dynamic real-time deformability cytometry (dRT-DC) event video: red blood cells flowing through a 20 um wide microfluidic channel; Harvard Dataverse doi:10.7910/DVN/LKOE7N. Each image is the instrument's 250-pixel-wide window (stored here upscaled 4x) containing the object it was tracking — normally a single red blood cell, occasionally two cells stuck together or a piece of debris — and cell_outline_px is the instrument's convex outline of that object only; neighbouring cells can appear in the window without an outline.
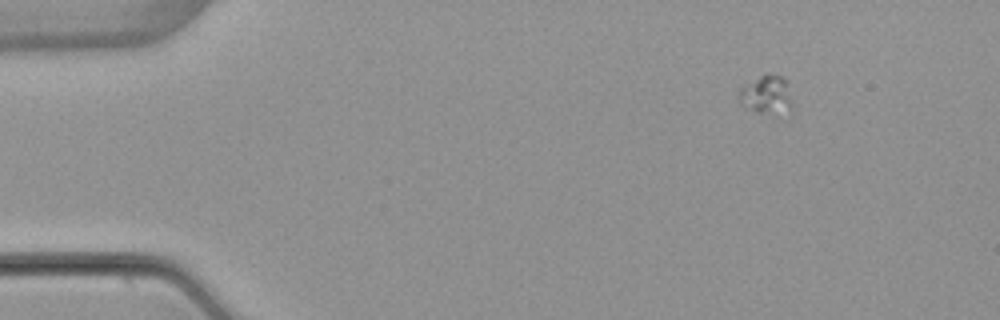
{"species": "common noctule bat (a hibernating species)", "species_latin": "Nyctalus noctula", "temperature_condition": "warm", "stored_images_in_passage": 5, "camera_frame_rate_fps": 3000, "um_per_image_px": 0.085, "animal": {"sex": "female", "body_mass_g": 22.7, "forearm_length_mm": 54.2}, "frame": {"image": 1, "passage_image": 1, "time_ms": 0.0, "image_size_px": [1000, 320], "cell_outline_px": [[792, 112], [788, 120], [756, 112], [740, 104], [740, 88], [760, 76], [768, 72], [784, 76], [788, 80], [792, 104]], "centroid_in_image_um": [65.3, 8.15], "position_along_channel_um": 19.7, "area_um2": 13.06}}
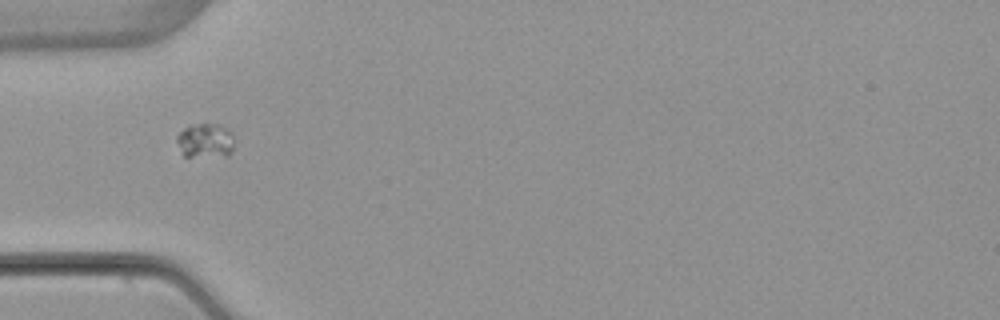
{"frame": {"image": 2, "passage_image": 4, "time_ms": 3.667, "image_size_px": [1000, 320], "cell_outline_px": [[232, 152], [228, 156], [184, 156], [176, 140], [176, 136], [184, 128], [192, 124], [220, 124], [228, 128], [232, 132]], "centroid_in_image_um": [17.46, 11.94], "position_along_channel_um": 67.5, "area_um2": 11.56}}
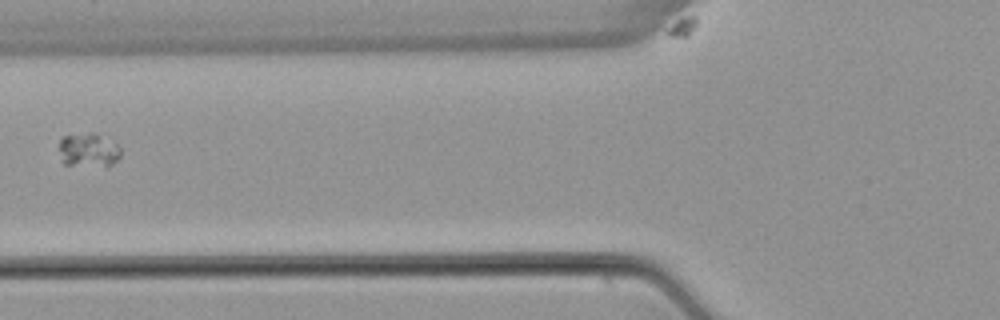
{"frame": {"image": 3, "passage_image": 5, "time_ms": 5.0, "image_size_px": [1000, 320], "cell_outline_px": [[120, 156], [108, 168], [64, 164], [60, 148], [60, 140], [64, 136], [88, 132], [96, 132], [116, 144], [120, 148]], "centroid_in_image_um": [7.56, 12.77], "position_along_channel_um": 118.2, "area_um2": 12.31}}